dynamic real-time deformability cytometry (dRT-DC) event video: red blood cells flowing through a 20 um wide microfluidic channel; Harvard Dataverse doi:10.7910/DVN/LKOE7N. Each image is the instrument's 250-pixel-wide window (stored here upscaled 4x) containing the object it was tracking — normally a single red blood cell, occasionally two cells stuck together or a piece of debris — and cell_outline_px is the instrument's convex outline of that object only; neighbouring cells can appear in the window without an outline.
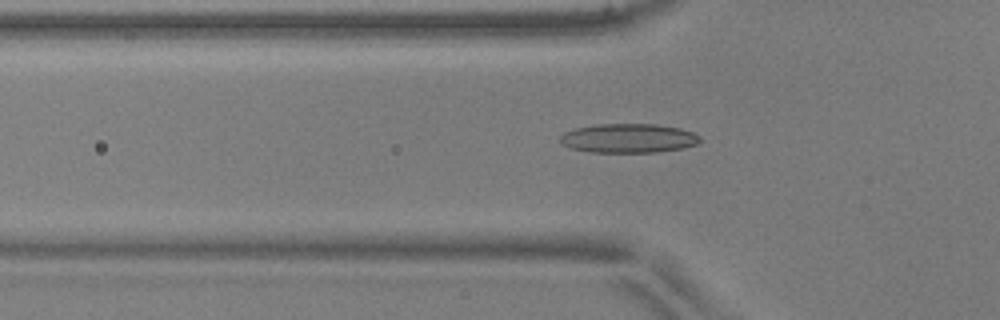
{"species": "common noctule bat (a hibernating species)", "species_latin": "Nyctalus noctula", "temperature_condition": "warm", "stored_images_in_passage": 42, "camera_frame_rate_fps": 3000, "um_per_image_px": 0.085, "animal": {"sex": "male", "body_mass_g": 17.9, "forearm_length_mm": 54.2}, "frame": {"image": 1, "passage_image": 17, "time_ms": 5.333, "image_size_px": [1000, 320], "cell_outline_px": [[700, 140], [696, 144], [680, 148], [656, 152], [592, 152], [572, 148], [560, 144], [560, 136], [564, 132], [576, 128], [596, 124], [656, 124], [680, 128], [692, 132], [700, 136]], "centroid_in_image_um": [53.39, 11.74], "position_along_channel_um": 72.4, "area_um2": 23.64}}
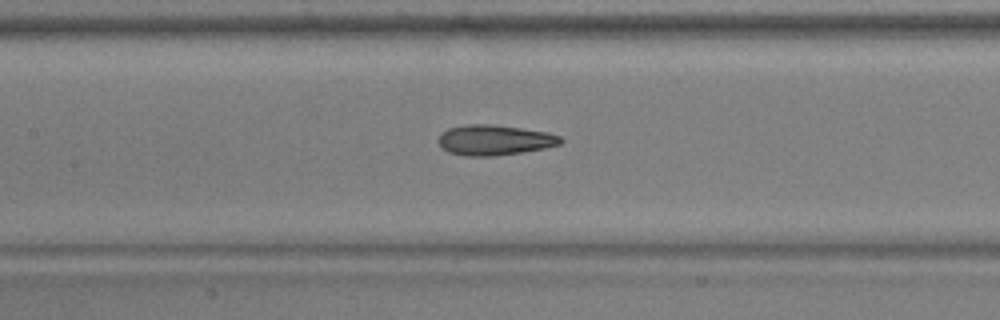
{"frame": {"image": 2, "passage_image": 24, "time_ms": 7.667, "image_size_px": [1000, 320], "cell_outline_px": [[564, 140], [560, 144], [544, 148], [520, 152], [492, 156], [464, 156], [448, 152], [440, 148], [436, 140], [440, 132], [448, 128], [468, 124], [488, 124], [520, 128], [548, 132], [560, 136]], "centroid_in_image_um": [41.96, 11.9], "position_along_channel_um": 165.4, "area_um2": 21.73}}
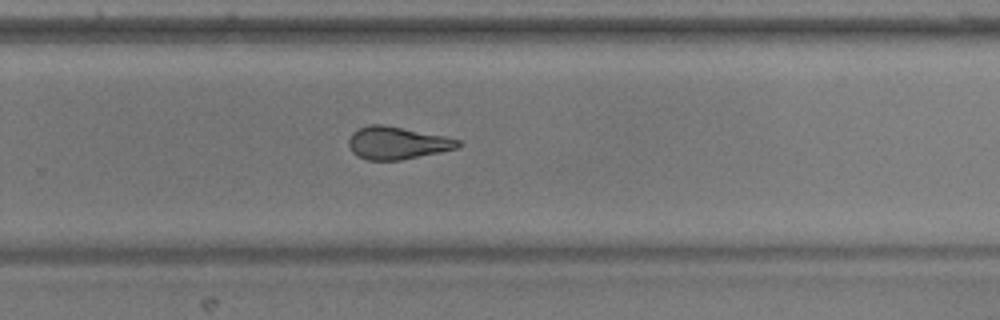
{"frame": {"image": 3, "passage_image": 34, "time_ms": 11.0, "image_size_px": [1000, 320], "cell_outline_px": [[460, 144], [456, 148], [440, 152], [400, 160], [368, 160], [356, 156], [352, 152], [348, 144], [348, 140], [352, 132], [360, 128], [372, 124], [380, 124], [404, 128], [444, 136], [460, 140]], "centroid_in_image_um": [33.71, 12.15], "position_along_channel_um": 296.1, "area_um2": 20.58}}